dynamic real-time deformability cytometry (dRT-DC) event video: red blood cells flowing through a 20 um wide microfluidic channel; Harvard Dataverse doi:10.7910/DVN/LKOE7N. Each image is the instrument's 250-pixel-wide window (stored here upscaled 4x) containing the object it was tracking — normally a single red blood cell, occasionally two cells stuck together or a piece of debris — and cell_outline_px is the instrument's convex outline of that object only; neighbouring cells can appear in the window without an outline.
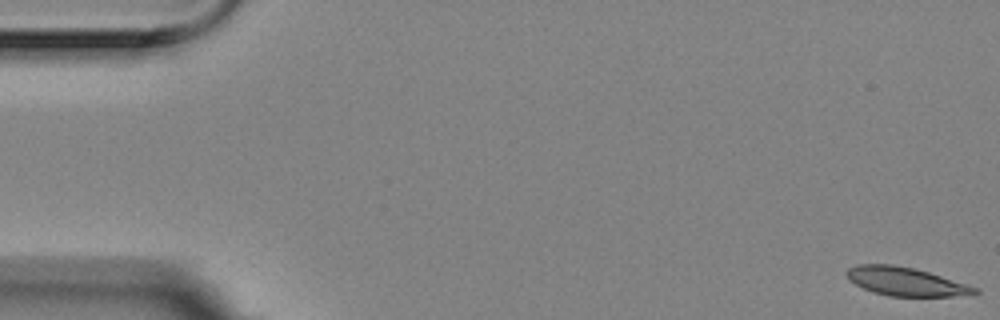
{"species": "Egyptian fruit bat (a non-hibernating species)", "species_latin": "Rousettus aegyptiacus", "temperature_condition": "room temperature", "stored_images_in_passage": 5, "camera_frame_rate_fps": 3000, "um_per_image_px": 0.085, "animal": {"sex": "female"}, "frame": {"image": 1, "passage_image": 5, "time_ms": 1.333, "image_size_px": [1000, 320], "cell_outline_px": [[980, 292], [952, 296], [888, 296], [872, 292], [848, 280], [844, 272], [848, 268], [856, 264], [892, 264], [912, 268], [928, 272], [968, 284], [980, 288]], "centroid_in_image_um": [76.94, 23.92], "position_along_channel_um": 8.1, "area_um2": 21.27}}